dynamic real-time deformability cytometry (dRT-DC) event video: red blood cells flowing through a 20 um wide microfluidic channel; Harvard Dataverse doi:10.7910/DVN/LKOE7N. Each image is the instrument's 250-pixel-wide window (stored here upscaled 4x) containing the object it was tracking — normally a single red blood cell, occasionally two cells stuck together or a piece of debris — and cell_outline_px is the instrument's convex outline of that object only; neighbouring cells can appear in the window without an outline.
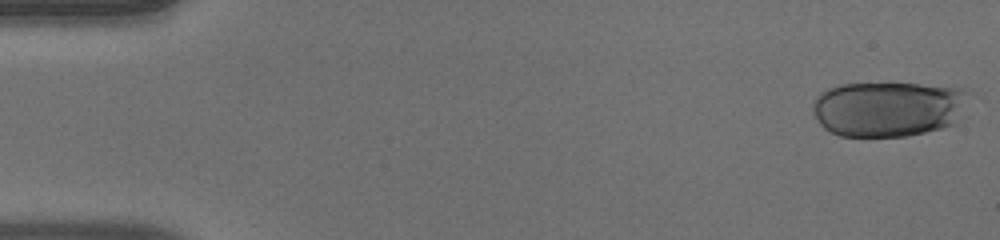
{"species": "human", "species_latin": "Homo sapiens", "temperature_condition": "warm", "stored_images_in_passage": 47, "camera_frame_rate_fps": 3000, "um_per_image_px": 0.085, "donor": {"sex": "male"}, "frame": {"image": 1, "passage_image": 1, "time_ms": 0.0, "image_size_px": [1000, 240], "cell_outline_px": [[964, 92], [956, 124], [944, 128], [908, 136], [840, 136], [824, 128], [820, 124], [812, 108], [812, 104], [816, 96], [820, 92], [828, 88], [840, 84], [888, 80], [964, 88]], "centroid_in_image_um": [75.41, 9.2], "position_along_channel_um": 9.6, "area_um2": 51.1}}
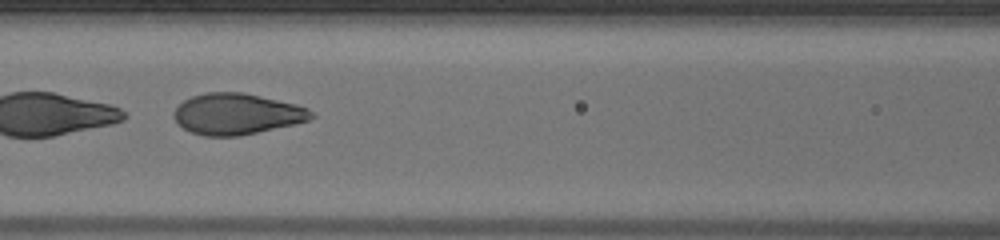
{"frame": {"image": 2, "passage_image": 23, "time_ms": 7.333, "image_size_px": [1000, 240], "cell_outline_px": [[316, 116], [308, 120], [296, 124], [236, 136], [204, 136], [192, 132], [184, 128], [172, 116], [172, 112], [184, 100], [192, 96], [204, 92], [244, 92], [296, 104], [308, 108]], "centroid_in_image_um": [20.13, 9.67], "position_along_channel_um": 146.5, "area_um2": 32.83}}
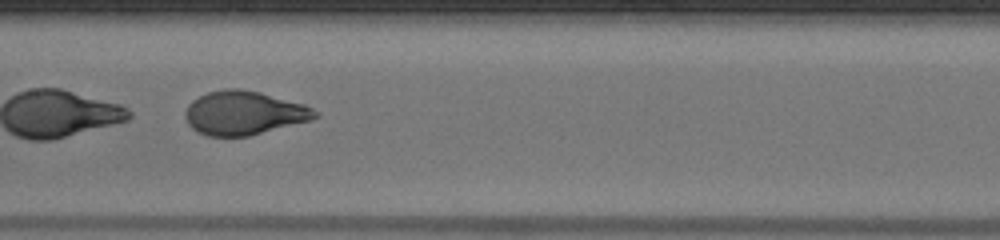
{"frame": {"image": 3, "passage_image": 26, "time_ms": 8.333, "image_size_px": [1000, 240], "cell_outline_px": [[320, 116], [312, 120], [248, 136], [208, 136], [192, 128], [188, 124], [184, 116], [184, 112], [188, 104], [192, 100], [208, 92], [224, 88], [240, 88], [260, 92], [304, 104], [320, 112]], "centroid_in_image_um": [20.75, 9.59], "position_along_channel_um": 186.7, "area_um2": 33.29}}